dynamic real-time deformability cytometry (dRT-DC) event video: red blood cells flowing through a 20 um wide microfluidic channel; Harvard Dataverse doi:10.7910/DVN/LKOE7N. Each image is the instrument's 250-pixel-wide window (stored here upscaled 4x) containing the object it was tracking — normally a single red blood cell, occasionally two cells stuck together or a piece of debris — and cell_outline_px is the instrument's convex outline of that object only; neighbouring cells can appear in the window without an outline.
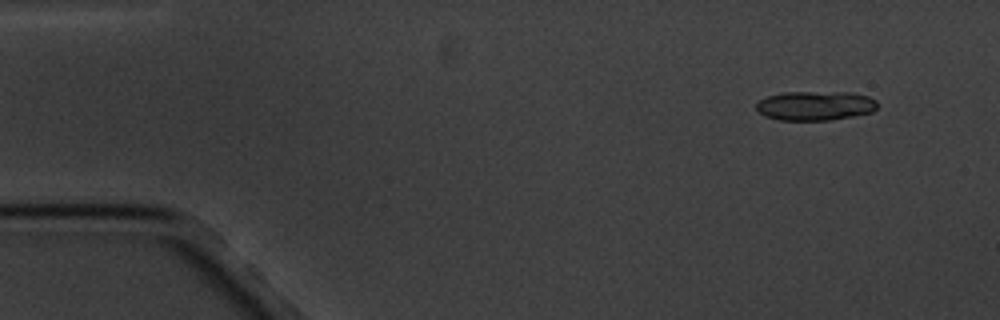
{"species": "common noctule bat (a hibernating species)", "species_latin": "Nyctalus noctula", "temperature_condition": "cold", "stored_images_in_passage": 6, "camera_frame_rate_fps": 3000, "um_per_image_px": 0.085, "animal": {"sex": "male", "body_mass_g": 20.1, "forearm_length_mm": 53.5}, "frame": {"image": 1, "passage_image": 2, "time_ms": 1.333, "image_size_px": [1000, 320], "cell_outline_px": [[876, 108], [872, 112], [852, 116], [828, 120], [776, 120], [764, 116], [756, 108], [756, 104], [760, 100], [768, 96], [784, 92], [848, 92], [868, 96], [876, 100]], "centroid_in_image_um": [69.27, 8.98], "position_along_channel_um": 15.7, "area_um2": 20.63}}